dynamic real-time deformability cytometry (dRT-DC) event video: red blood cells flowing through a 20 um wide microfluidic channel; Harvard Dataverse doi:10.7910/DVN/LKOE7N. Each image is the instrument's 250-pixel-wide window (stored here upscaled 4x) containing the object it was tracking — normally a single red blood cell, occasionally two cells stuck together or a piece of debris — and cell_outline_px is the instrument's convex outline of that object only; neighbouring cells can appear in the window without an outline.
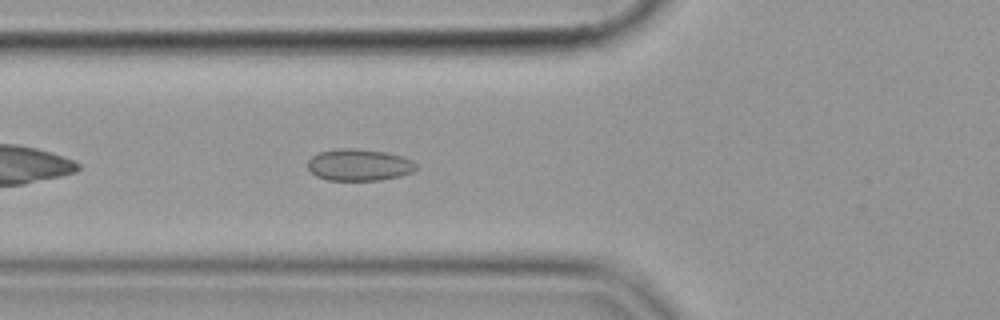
{"species": "common noctule bat (a hibernating species)", "species_latin": "Nyctalus noctula", "temperature_condition": "cold", "stored_images_in_passage": 40, "camera_frame_rate_fps": 3000, "um_per_image_px": 0.085, "animal": {"sex": "female", "body_mass_g": 19.9}, "frame": {"image": 1, "passage_image": 6, "time_ms": 1.667, "image_size_px": [1000, 320], "cell_outline_px": [[416, 168], [412, 172], [400, 176], [380, 180], [328, 180], [316, 176], [308, 168], [308, 160], [312, 156], [320, 152], [332, 148], [356, 148], [388, 152], [412, 160], [416, 164]], "centroid_in_image_um": [30.51, 14.0], "position_along_channel_um": 95.3, "area_um2": 20.17}}
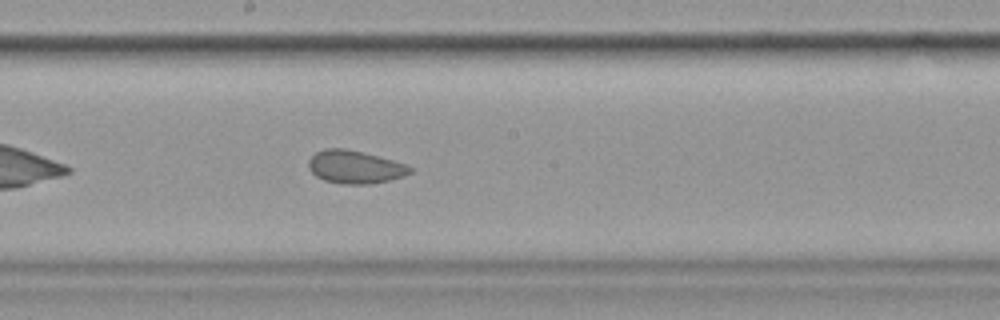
{"frame": {"image": 2, "passage_image": 16, "time_ms": 5.0, "image_size_px": [1000, 320], "cell_outline_px": [[412, 172], [404, 176], [372, 184], [340, 184], [324, 180], [316, 176], [308, 168], [308, 160], [316, 152], [324, 148], [344, 148], [408, 164], [412, 168]], "centroid_in_image_um": [30.16, 14.2], "position_along_channel_um": 218.0, "area_um2": 19.48}}
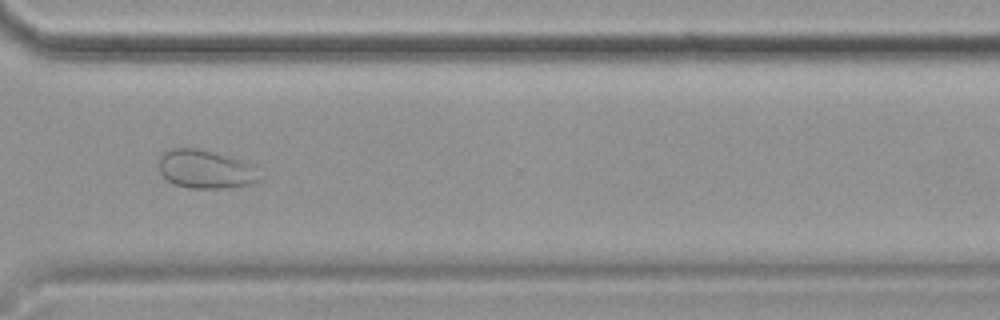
{"frame": {"image": 3, "passage_image": 27, "time_ms": 8.667, "image_size_px": [1000, 320], "cell_outline_px": [[260, 180], [248, 184], [220, 188], [188, 188], [176, 184], [168, 180], [156, 168], [160, 156], [164, 152], [172, 148], [200, 148], [228, 156], [240, 160]], "centroid_in_image_um": [17.29, 14.37], "position_along_channel_um": 353.3, "area_um2": 21.85}}